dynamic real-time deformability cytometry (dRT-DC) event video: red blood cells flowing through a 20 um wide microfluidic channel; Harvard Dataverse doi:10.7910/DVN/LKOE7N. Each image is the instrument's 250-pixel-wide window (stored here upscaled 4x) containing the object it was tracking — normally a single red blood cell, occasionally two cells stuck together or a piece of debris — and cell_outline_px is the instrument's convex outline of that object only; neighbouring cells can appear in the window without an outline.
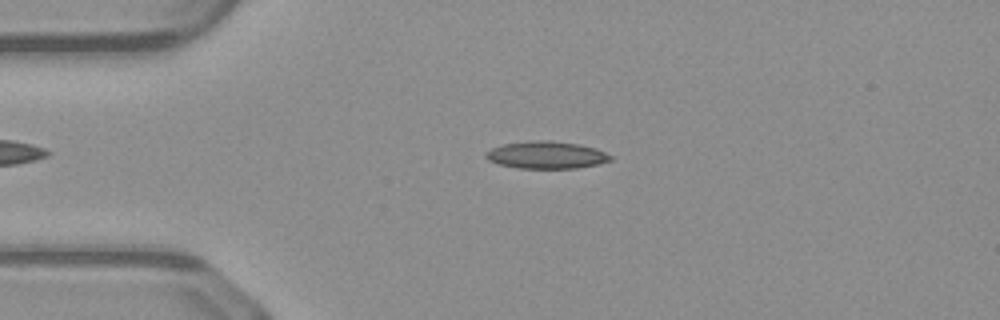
{"species": "common noctule bat (a hibernating species)", "species_latin": "Nyctalus noctula", "temperature_condition": "warm", "stored_images_in_passage": 49, "camera_frame_rate_fps": 3000, "um_per_image_px": 0.085, "animal": {"sex": "male", "body_mass_g": 23.1, "forearm_length_mm": 52.7}, "frame": {"image": 1, "passage_image": 11, "time_ms": 3.333, "image_size_px": [1000, 320], "cell_outline_px": [[612, 160], [596, 164], [576, 168], [516, 168], [500, 164], [488, 160], [484, 156], [484, 152], [492, 148], [504, 144], [528, 140], [548, 140], [580, 144], [596, 148], [612, 156]], "centroid_in_image_um": [46.41, 13.16], "position_along_channel_um": 38.6, "area_um2": 19.88}}
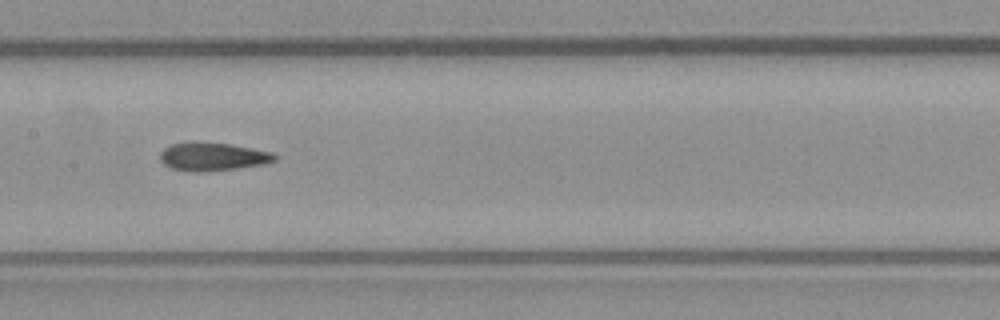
{"frame": {"image": 2, "passage_image": 24, "time_ms": 7.667, "image_size_px": [1000, 320], "cell_outline_px": [[276, 160], [264, 164], [236, 168], [196, 172], [172, 168], [164, 164], [160, 160], [160, 152], [168, 144], [188, 140], [196, 140], [232, 144], [272, 152], [276, 156]], "centroid_in_image_um": [18.02, 13.27], "position_along_channel_um": 189.4, "area_um2": 19.19}}
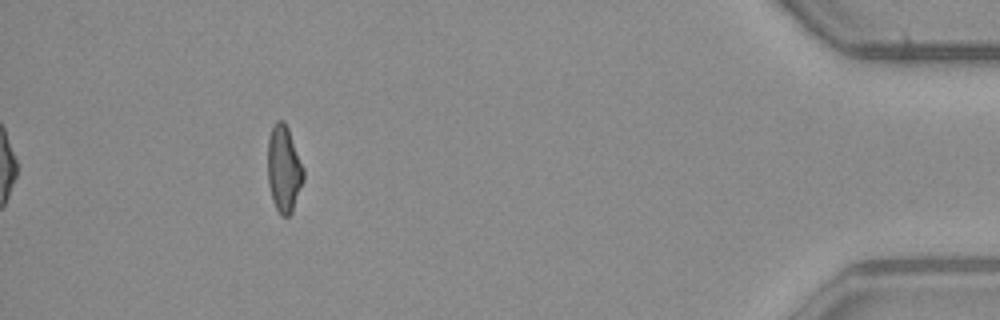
{"frame": {"image": 3, "passage_image": 45, "time_ms": 14.667, "image_size_px": [1000, 320], "cell_outline_px": [[304, 180], [292, 212], [288, 216], [280, 216], [272, 200], [268, 184], [268, 140], [272, 124], [276, 120], [284, 120], [288, 128], [304, 168]], "centroid_in_image_um": [24.13, 14.35], "position_along_channel_um": 411.1, "area_um2": 18.26}, "authors_computed_cell_mechanics": {"area_um2": 18.785, "velocity_mm_per_s": 4.115, "shape_relaxation_time_tau1_ms": null, "shape_relaxation_time_tau2_ms": 2.539, "deformation_change_tau1": null, "deformation_change_tau2": 0.1086}}